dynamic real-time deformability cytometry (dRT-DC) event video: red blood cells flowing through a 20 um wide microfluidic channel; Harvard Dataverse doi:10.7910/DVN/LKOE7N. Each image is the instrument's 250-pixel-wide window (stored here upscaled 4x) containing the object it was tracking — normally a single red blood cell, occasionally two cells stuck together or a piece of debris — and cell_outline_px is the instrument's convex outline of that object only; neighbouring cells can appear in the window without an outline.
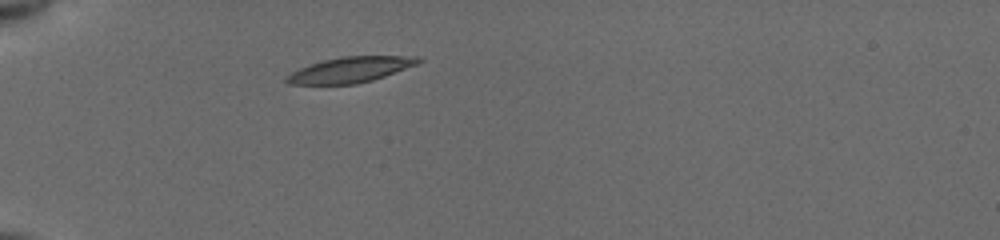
{"species": "common noctule bat (a hibernating species)", "species_latin": "Nyctalus noctula", "temperature_condition": "cold", "stored_images_in_passage": 37, "camera_frame_rate_fps": 3000, "um_per_image_px": 0.085, "animal": {"sex": "female", "body_mass_g": 19.5, "forearm_length_mm": 54.1}, "frame": {"image": 1, "passage_image": 1, "time_ms": 0.0, "image_size_px": [1000, 240], "cell_outline_px": [[424, 60], [416, 64], [384, 76], [372, 80], [356, 84], [288, 84], [284, 80], [284, 76], [308, 64], [340, 56], [416, 56]], "centroid_in_image_um": [29.73, 5.92], "position_along_channel_um": 55.3, "area_um2": 19.54}}
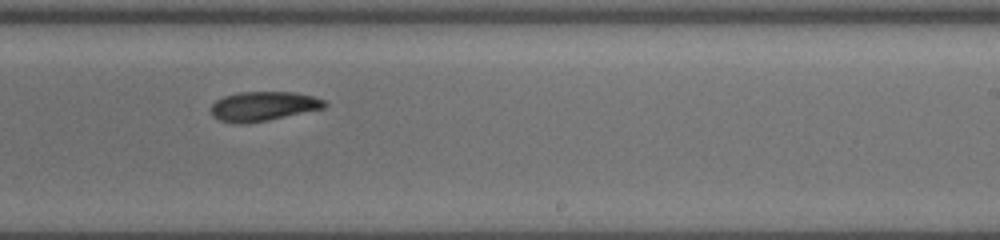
{"frame": {"image": 2, "passage_image": 19, "time_ms": 6.0, "image_size_px": [1000, 240], "cell_outline_px": [[328, 104], [324, 108], [268, 120], [220, 120], [212, 116], [212, 104], [216, 100], [224, 96], [240, 92], [292, 92], [312, 96], [324, 100]], "centroid_in_image_um": [22.44, 8.98], "position_along_channel_um": 266.6, "area_um2": 18.55}}
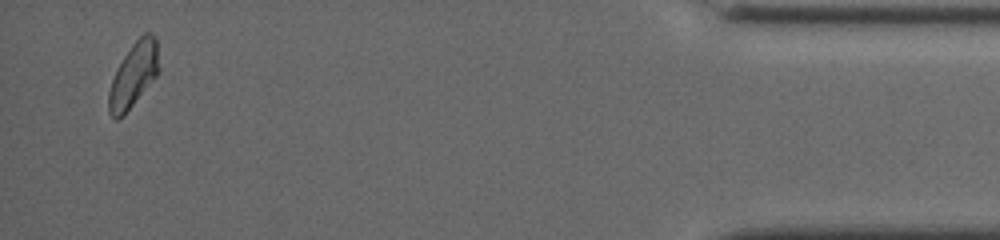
{"frame": {"image": 3, "passage_image": 36, "time_ms": 11.667, "image_size_px": [1000, 240], "cell_outline_px": [[160, 72], [132, 104], [116, 120], [108, 112], [108, 92], [116, 68], [132, 44], [144, 32], [152, 32], [156, 40], [160, 68]], "centroid_in_image_um": [11.36, 6.31], "position_along_channel_um": 423.8, "area_um2": 18.61}, "authors_computed_cell_mechanics": {"area_um2": 19.4786, "velocity_mm_per_s": 3.8921, "shape_relaxation_time_tau1_ms": 10.5342, "shape_relaxation_time_tau2_ms": null, "deformation_change_tau1": 0.1908, "deformation_change_tau2": null}}